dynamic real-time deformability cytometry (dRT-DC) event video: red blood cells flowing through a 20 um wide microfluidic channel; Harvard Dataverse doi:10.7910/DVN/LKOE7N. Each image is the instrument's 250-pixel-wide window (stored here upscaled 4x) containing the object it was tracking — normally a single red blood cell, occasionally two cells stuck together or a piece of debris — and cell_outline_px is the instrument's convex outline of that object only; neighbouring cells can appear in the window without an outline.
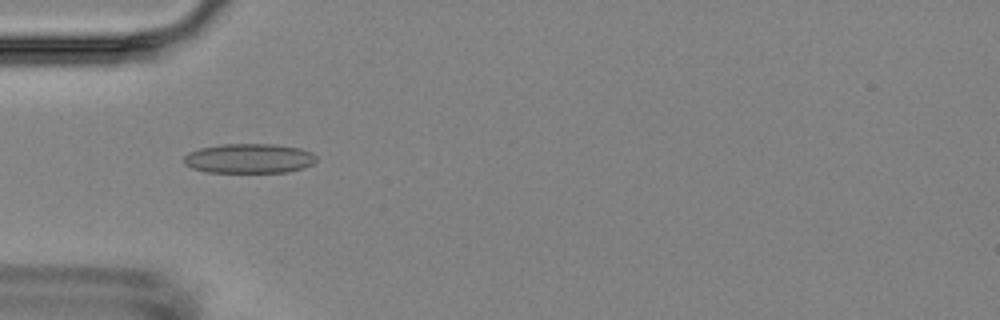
{"species": "Egyptian fruit bat (a non-hibernating species)", "species_latin": "Rousettus aegyptiacus", "temperature_condition": "room temperature", "stored_images_in_passage": 14, "camera_frame_rate_fps": 3000, "um_per_image_px": 0.085, "animal": {"sex": "female"}, "frame": {"image": 1, "passage_image": 4, "time_ms": 4.333, "image_size_px": [1000, 320], "cell_outline_px": [[316, 160], [312, 164], [304, 168], [288, 172], [208, 172], [192, 168], [184, 164], [184, 156], [188, 152], [200, 148], [220, 144], [276, 144], [300, 148], [312, 152], [316, 156]], "centroid_in_image_um": [21.18, 13.46], "position_along_channel_um": 63.8, "area_um2": 23.0}}
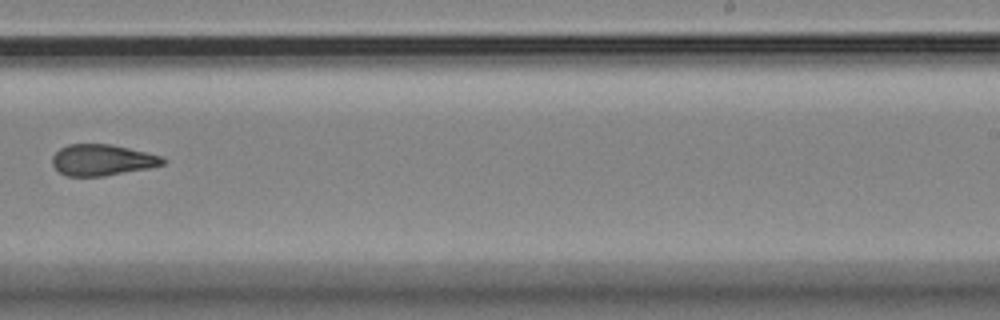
{"frame": {"image": 2, "passage_image": 9, "time_ms": 10.333, "image_size_px": [1000, 320], "cell_outline_px": [[168, 160], [164, 164], [148, 168], [104, 176], [68, 176], [60, 172], [52, 164], [52, 156], [60, 148], [68, 144], [112, 144], [164, 156]], "centroid_in_image_um": [8.72, 13.59], "position_along_channel_um": 280.3, "area_um2": 20.17}}
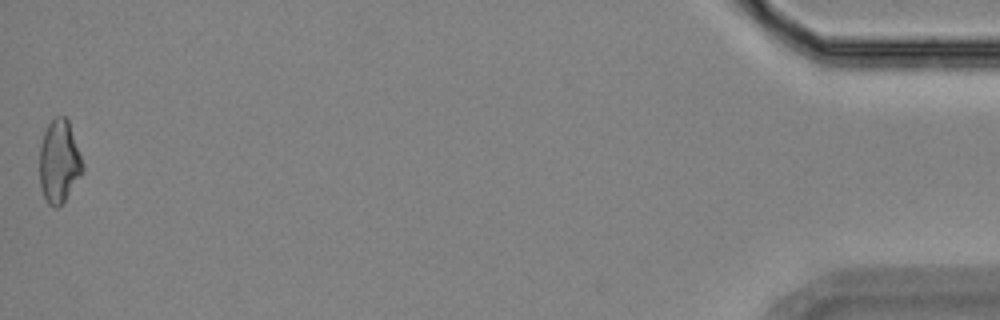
{"frame": {"image": 3, "passage_image": 14, "time_ms": 17.0, "image_size_px": [1000, 320], "cell_outline_px": [[84, 172], [64, 200], [56, 208], [48, 204], [40, 188], [40, 144], [44, 132], [48, 124], [56, 116], [64, 116], [68, 120], [84, 164]], "centroid_in_image_um": [5.03, 13.73], "position_along_channel_um": 430.2, "area_um2": 20.75}, "authors_computed_cell_mechanics": {"area_um2": 20.6924, "velocity_mm_per_s": 3.6195, "shape_relaxation_time_tau1_ms": null, "shape_relaxation_time_tau2_ms": 3.2155, "deformation_change_tau1": null, "deformation_change_tau2": 0.0761}}